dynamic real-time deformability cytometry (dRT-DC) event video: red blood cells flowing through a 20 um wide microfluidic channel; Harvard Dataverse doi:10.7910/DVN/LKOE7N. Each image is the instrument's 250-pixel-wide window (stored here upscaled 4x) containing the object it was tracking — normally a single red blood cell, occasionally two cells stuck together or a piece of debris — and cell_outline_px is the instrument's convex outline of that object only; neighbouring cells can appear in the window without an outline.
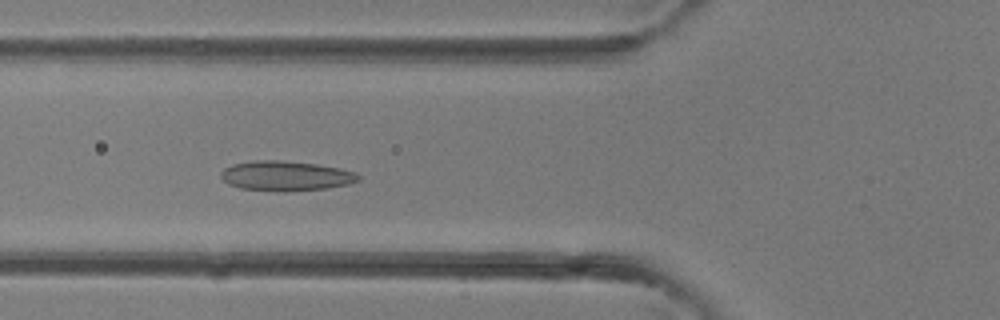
{"species": "common noctule bat (a hibernating species)", "species_latin": "Nyctalus noctula", "temperature_condition": "room temperature", "stored_images_in_passage": 38, "camera_frame_rate_fps": 3000, "um_per_image_px": 0.085, "animal": {"sex": "female"}, "frame": {"image": 1, "passage_image": 13, "time_ms": 4.0, "image_size_px": [1000, 320], "cell_outline_px": [[360, 180], [348, 184], [328, 188], [284, 192], [276, 192], [240, 188], [228, 184], [220, 176], [220, 172], [224, 168], [232, 164], [252, 160], [280, 160], [316, 164], [340, 168], [356, 172], [360, 176]], "centroid_in_image_um": [24.28, 14.95], "position_along_channel_um": 101.5, "area_um2": 24.22}}
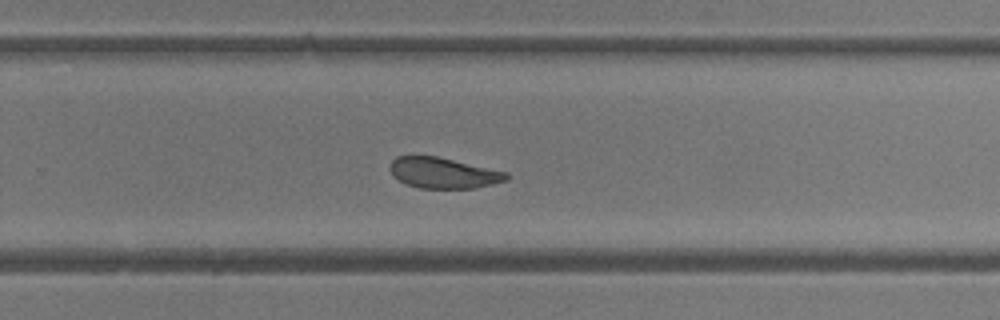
{"frame": {"image": 2, "passage_image": 24, "time_ms": 7.667, "image_size_px": [1000, 320], "cell_outline_px": [[508, 180], [476, 188], [420, 188], [404, 184], [392, 176], [388, 168], [392, 160], [396, 156], [436, 156], [508, 172]], "centroid_in_image_um": [37.64, 14.7], "position_along_channel_um": 292.2, "area_um2": 20.98}}
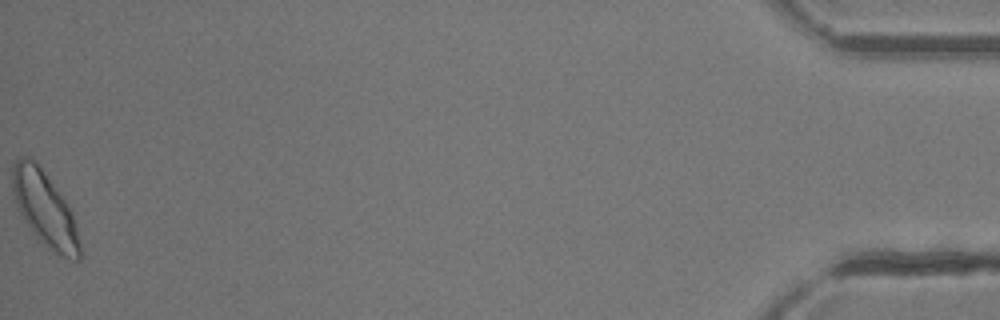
{"frame": {"image": 3, "passage_image": 38, "time_ms": 12.333, "image_size_px": [1000, 320], "cell_outline_px": [[80, 260], [76, 260], [56, 256], [32, 232], [16, 208], [12, 188], [12, 164], [20, 156], [28, 156], [36, 160], [64, 200], [72, 212], [76, 224], [80, 244]], "centroid_in_image_um": [3.78, 17.76], "position_along_channel_um": 431.4, "area_um2": 29.48}}